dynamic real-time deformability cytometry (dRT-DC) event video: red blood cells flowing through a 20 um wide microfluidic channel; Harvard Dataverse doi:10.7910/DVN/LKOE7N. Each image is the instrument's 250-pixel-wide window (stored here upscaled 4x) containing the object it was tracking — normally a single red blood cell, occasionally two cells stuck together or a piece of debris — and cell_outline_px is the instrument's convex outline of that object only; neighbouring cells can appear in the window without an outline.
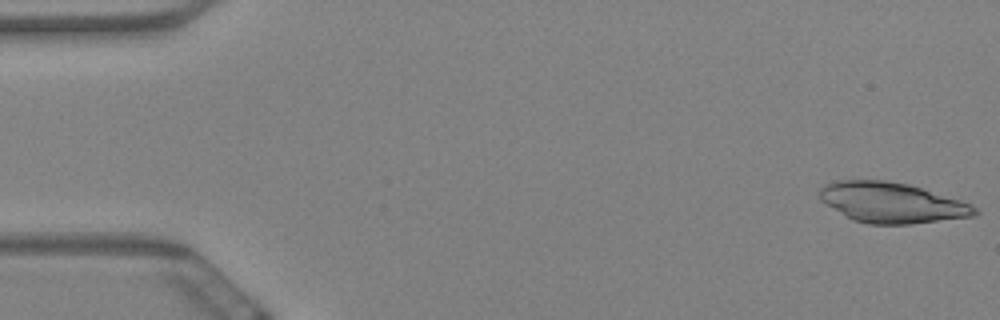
{"species": "Egyptian fruit bat (a non-hibernating species)", "species_latin": "Rousettus aegyptiacus", "temperature_condition": "warm", "stored_images_in_passage": 17, "camera_frame_rate_fps": 3000, "um_per_image_px": 0.085, "animal": {"sex": "female"}, "frame": {"image": 1, "passage_image": 1, "time_ms": 0.0, "image_size_px": [1000, 320], "cell_outline_px": [[980, 212], [976, 216], [908, 224], [868, 224], [852, 220], [820, 200], [816, 192], [824, 184], [836, 180], [884, 180], [908, 184], [960, 200], [972, 204]], "centroid_in_image_um": [75.77, 17.22], "position_along_channel_um": 9.2, "area_um2": 36.59}}